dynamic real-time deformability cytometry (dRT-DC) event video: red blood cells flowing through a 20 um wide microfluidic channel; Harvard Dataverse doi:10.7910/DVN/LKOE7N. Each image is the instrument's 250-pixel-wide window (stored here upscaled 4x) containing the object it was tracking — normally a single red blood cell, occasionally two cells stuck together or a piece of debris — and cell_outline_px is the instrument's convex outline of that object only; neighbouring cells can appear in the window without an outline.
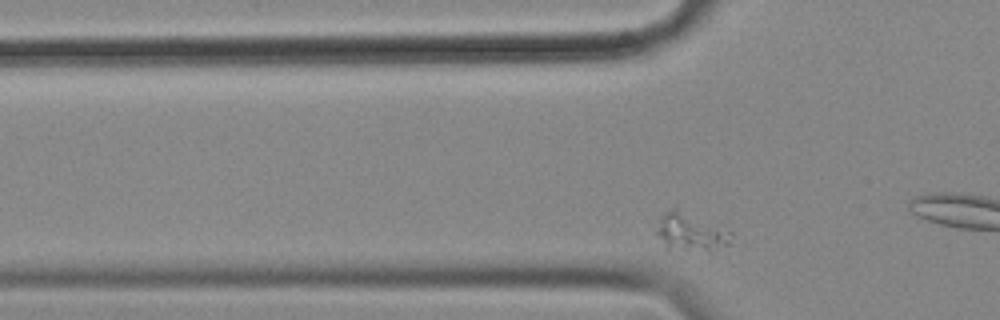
{"species": "common noctule bat (a hibernating species)", "species_latin": "Nyctalus noctula", "temperature_condition": "cold", "stored_images_in_passage": 57, "camera_frame_rate_fps": 3000, "um_per_image_px": 0.085, "animal": {"sex": "female", "body_mass_g": 18.4}, "frame": {"image": 1, "passage_image": 14, "time_ms": 4.333, "image_size_px": [1000, 320], "cell_outline_px": [[732, 232], [728, 244], [708, 252], [668, 248], [652, 232], [664, 212], [676, 208]], "centroid_in_image_um": [58.63, 19.75], "position_along_channel_um": 67.2, "area_um2": 16.24}}
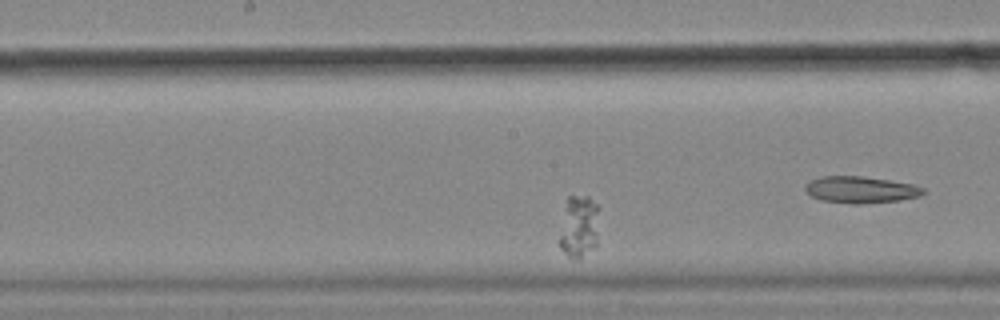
{"frame": {"image": 2, "passage_image": 27, "time_ms": 8.667, "image_size_px": [1000, 320], "cell_outline_px": [[596, 244], [580, 260], [572, 260], [560, 248], [560, 236], [568, 196], [588, 196], [596, 204]], "centroid_in_image_um": [49.19, 19.31], "position_along_channel_um": 199.0, "area_um2": 13.81}}
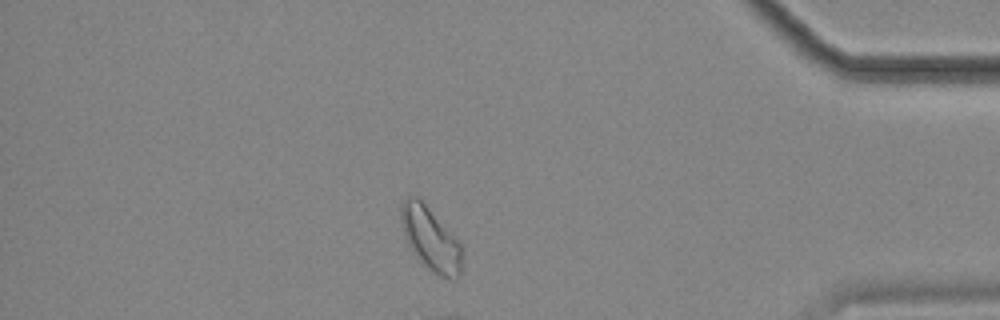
{"frame": {"image": 3, "passage_image": 49, "time_ms": 16.0, "image_size_px": [1000, 320], "cell_outline_px": [[460, 276], [456, 280], [452, 280], [440, 276], [432, 272], [428, 268], [408, 244], [404, 236], [400, 220], [400, 208], [404, 200], [408, 196], [416, 196], [456, 236], [460, 244]], "centroid_in_image_um": [36.59, 20.3], "position_along_channel_um": 398.6, "area_um2": 22.08}}